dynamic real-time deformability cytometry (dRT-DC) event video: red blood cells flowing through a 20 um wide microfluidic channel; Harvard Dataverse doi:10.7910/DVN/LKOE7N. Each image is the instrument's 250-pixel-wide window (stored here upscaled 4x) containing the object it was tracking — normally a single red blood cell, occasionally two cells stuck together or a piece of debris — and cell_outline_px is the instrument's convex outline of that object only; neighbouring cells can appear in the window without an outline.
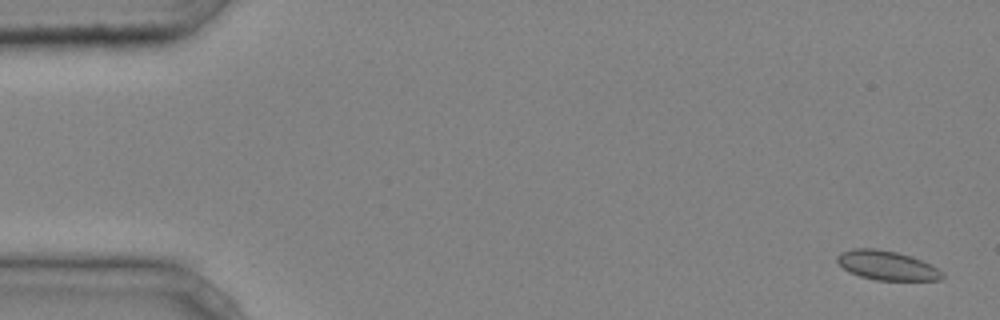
{"species": "common noctule bat (a hibernating species)", "species_latin": "Nyctalus noctula", "temperature_condition": "cold", "stored_images_in_passage": 45, "camera_frame_rate_fps": 3000, "um_per_image_px": 0.085, "animal": {"sex": "male", "body_mass_g": 20.4}, "frame": {"image": 1, "passage_image": 1, "time_ms": 0.0, "image_size_px": [1000, 320], "cell_outline_px": [[944, 276], [940, 280], [876, 280], [860, 276], [848, 272], [836, 260], [836, 256], [840, 252], [852, 248], [876, 248], [896, 252], [912, 256], [936, 268]], "centroid_in_image_um": [75.32, 22.55], "position_along_channel_um": 9.7, "area_um2": 17.8}}
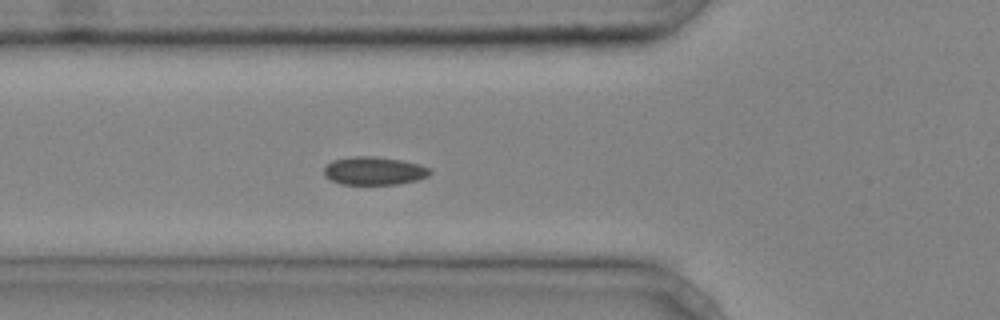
{"frame": {"image": 2, "passage_image": 16, "time_ms": 5.0, "image_size_px": [1000, 320], "cell_outline_px": [[432, 172], [428, 176], [416, 180], [396, 184], [340, 184], [324, 176], [324, 168], [332, 160], [352, 156], [372, 156], [400, 160], [420, 164], [428, 168]], "centroid_in_image_um": [31.78, 14.52], "position_along_channel_um": 94.0, "area_um2": 17.28}}
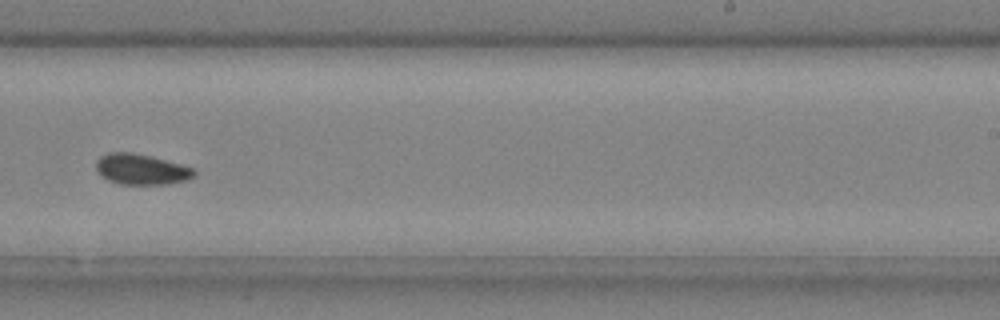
{"frame": {"image": 3, "passage_image": 29, "time_ms": 9.333, "image_size_px": [1000, 320], "cell_outline_px": [[196, 176], [188, 180], [168, 184], [120, 184], [108, 180], [96, 168], [96, 160], [100, 156], [108, 152], [132, 152], [196, 168]], "centroid_in_image_um": [12.05, 14.39], "position_along_channel_um": 276.9, "area_um2": 17.46}, "authors_computed_cell_mechanics": {"area_um2": 17.3978, "velocity_mm_per_s": 4.2214, "shape_relaxation_time_tau1_ms": null, "shape_relaxation_time_tau2_ms": 1.3069, "deformation_change_tau1": null, "deformation_change_tau2": 0.0433}}